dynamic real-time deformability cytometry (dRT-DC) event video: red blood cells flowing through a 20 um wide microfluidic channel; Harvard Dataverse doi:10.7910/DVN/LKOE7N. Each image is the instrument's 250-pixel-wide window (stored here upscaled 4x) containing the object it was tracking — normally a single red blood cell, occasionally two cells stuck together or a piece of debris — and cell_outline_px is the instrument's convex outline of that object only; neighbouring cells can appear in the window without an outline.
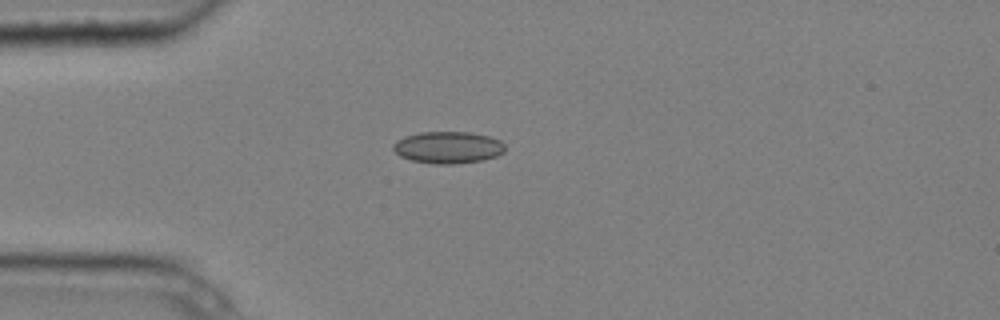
{"species": "common noctule bat (a hibernating species)", "species_latin": "Nyctalus noctula", "temperature_condition": "cold", "stored_images_in_passage": 1, "camera_frame_rate_fps": 3000, "um_per_image_px": 0.085, "animal": {"sex": "male", "body_mass_g": 20.4}, "frame": {"image": 1, "passage_image": 1, "time_ms": 0.0, "image_size_px": [1000, 320], "cell_outline_px": [[504, 152], [496, 156], [480, 160], [452, 164], [436, 164], [412, 160], [400, 156], [392, 148], [392, 144], [396, 140], [404, 136], [420, 132], [468, 132], [488, 136], [500, 140], [504, 144]], "centroid_in_image_um": [38.05, 12.52], "position_along_channel_um": 47.0, "area_um2": 20.69}}